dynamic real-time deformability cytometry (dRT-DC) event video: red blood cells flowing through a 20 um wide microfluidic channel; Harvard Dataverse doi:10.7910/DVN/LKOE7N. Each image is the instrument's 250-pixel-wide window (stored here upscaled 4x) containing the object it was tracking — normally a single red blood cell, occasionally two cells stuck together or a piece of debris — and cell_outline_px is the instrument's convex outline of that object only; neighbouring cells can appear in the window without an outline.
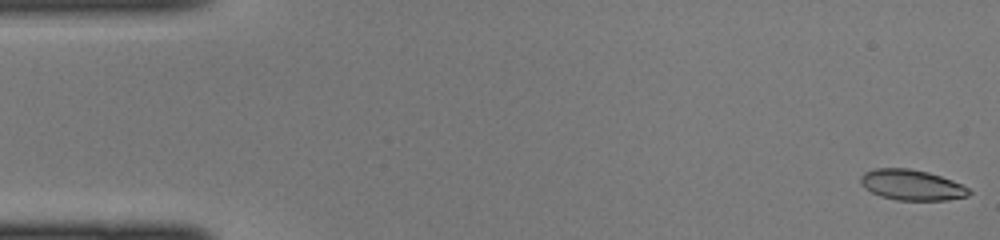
{"species": "common noctule bat (a hibernating species)", "species_latin": "Nyctalus noctula", "temperature_condition": "cold", "stored_images_in_passage": 14, "camera_frame_rate_fps": 3000, "um_per_image_px": 0.085, "animal": {"sex": "female", "body_mass_g": 22.0, "forearm_length_mm": 56.7}, "frame": {"image": 1, "passage_image": 1, "time_ms": 0.0, "image_size_px": [1000, 240], "cell_outline_px": [[972, 192], [968, 196], [948, 200], [896, 200], [880, 196], [864, 188], [860, 184], [860, 176], [864, 172], [876, 168], [908, 168], [928, 172], [952, 180], [968, 188]], "centroid_in_image_um": [77.47, 15.72], "position_along_channel_um": 7.5, "area_um2": 19.36}}
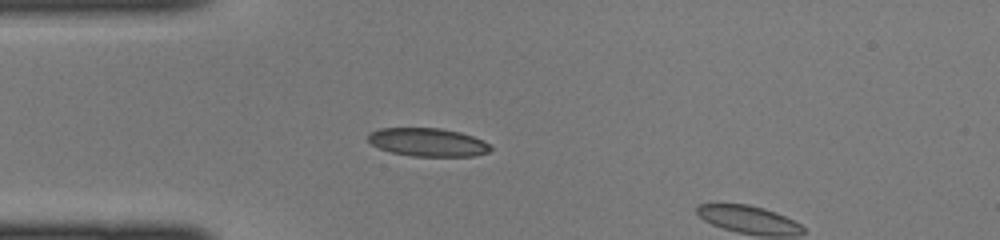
{"frame": {"image": 2, "passage_image": 12, "time_ms": 3.667, "image_size_px": [1000, 240], "cell_outline_px": [[492, 148], [488, 152], [476, 156], [412, 156], [392, 152], [380, 148], [372, 144], [368, 140], [368, 132], [380, 128], [440, 128], [460, 132], [484, 140]], "centroid_in_image_um": [36.37, 12.08], "position_along_channel_um": 48.6, "area_um2": 20.17}}